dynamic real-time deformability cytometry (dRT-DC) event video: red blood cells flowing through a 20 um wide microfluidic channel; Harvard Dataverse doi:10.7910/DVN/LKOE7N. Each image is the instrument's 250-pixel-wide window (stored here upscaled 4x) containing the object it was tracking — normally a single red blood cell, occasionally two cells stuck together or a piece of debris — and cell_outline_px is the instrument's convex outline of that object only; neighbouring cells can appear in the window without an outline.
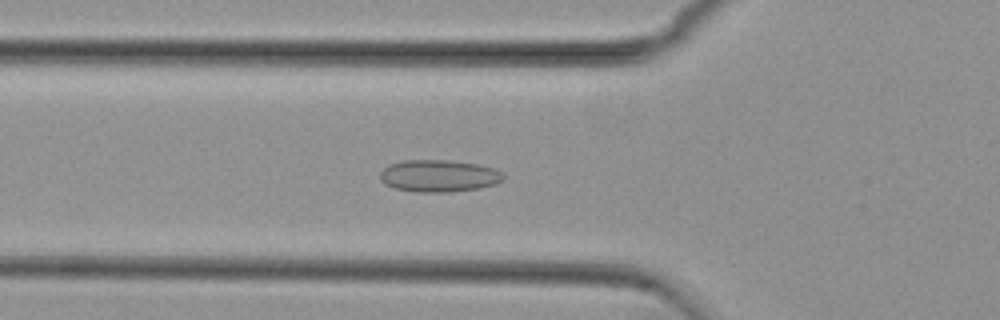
{"species": "common noctule bat (a hibernating species)", "species_latin": "Nyctalus noctula", "temperature_condition": "cold", "stored_images_in_passage": 53, "camera_frame_rate_fps": 3000, "um_per_image_px": 0.085, "animal": {"sex": "female", "body_mass_g": 29.2, "forearm_length_mm": 56.3}, "frame": {"image": 1, "passage_image": 18, "time_ms": 5.667, "image_size_px": [1000, 320], "cell_outline_px": [[504, 180], [496, 184], [480, 188], [452, 192], [416, 192], [396, 188], [384, 184], [380, 180], [380, 172], [388, 164], [404, 160], [448, 160], [476, 164], [492, 168], [500, 172], [504, 176]], "centroid_in_image_um": [37.28, 14.95], "position_along_channel_um": 88.5, "area_um2": 23.12}}
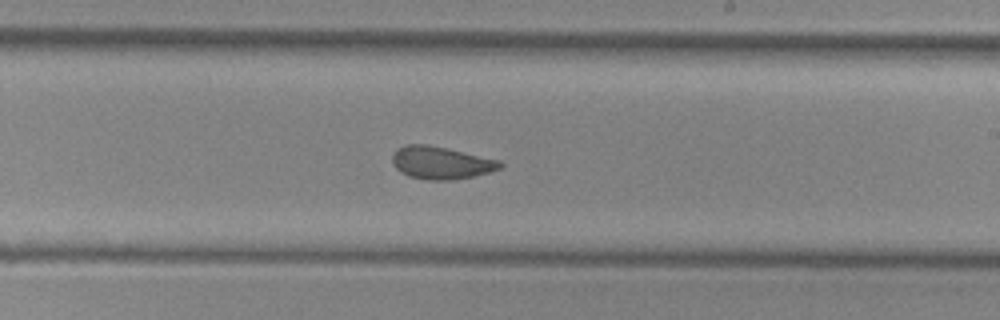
{"frame": {"image": 2, "passage_image": 31, "time_ms": 10.0, "image_size_px": [1000, 320], "cell_outline_px": [[504, 164], [500, 168], [488, 172], [472, 176], [452, 180], [428, 180], [408, 176], [400, 172], [392, 164], [392, 156], [396, 148], [408, 144], [428, 144], [448, 148], [500, 160]], "centroid_in_image_um": [37.46, 13.82], "position_along_channel_um": 251.5, "area_um2": 20.58}}
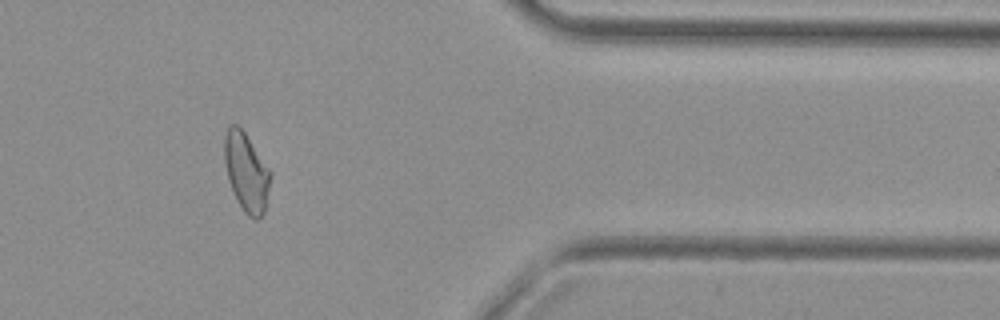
{"frame": {"image": 3, "passage_image": 44, "time_ms": 14.333, "image_size_px": [1000, 320], "cell_outline_px": [[272, 176], [264, 212], [256, 220], [248, 216], [244, 212], [228, 180], [224, 160], [224, 136], [228, 124], [236, 124], [244, 132], [272, 172]], "centroid_in_image_um": [20.94, 14.61], "position_along_channel_um": 390.5, "area_um2": 20.98}, "authors_computed_cell_mechanics": {"area_um2": 21.4438, "velocity_mm_per_s": 3.7528, "shape_relaxation_time_tau1_ms": 10.6577, "shape_relaxation_time_tau2_ms": 1.4785, "deformation_change_tau1": 0.1717, "deformation_change_tau2": 0.0823}}